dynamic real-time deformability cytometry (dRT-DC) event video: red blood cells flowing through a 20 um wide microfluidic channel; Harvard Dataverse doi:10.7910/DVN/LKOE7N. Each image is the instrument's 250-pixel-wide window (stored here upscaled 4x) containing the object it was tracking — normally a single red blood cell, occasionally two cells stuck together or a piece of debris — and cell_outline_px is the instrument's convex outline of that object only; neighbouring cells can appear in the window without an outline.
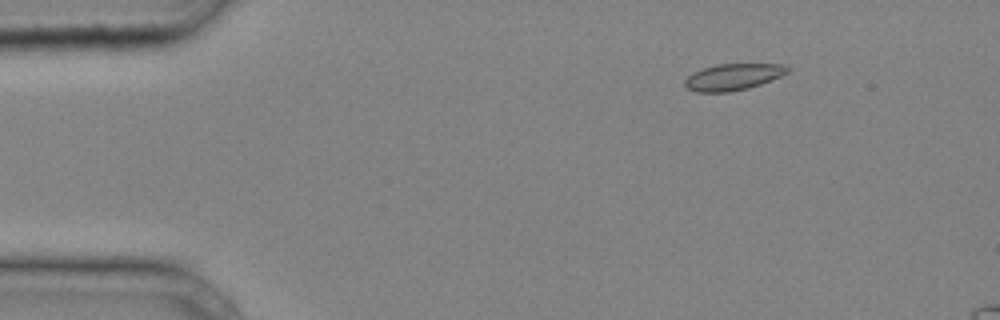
{"species": "common noctule bat (a hibernating species)", "species_latin": "Nyctalus noctula", "temperature_condition": "cold", "stored_images_in_passage": 13, "camera_frame_rate_fps": 3000, "um_per_image_px": 0.085, "animal": {"sex": "male", "body_mass_g": 20.4}, "frame": {"image": 1, "passage_image": 6, "time_ms": 1.667, "image_size_px": [1000, 320], "cell_outline_px": [[792, 68], [788, 72], [780, 76], [760, 84], [748, 88], [728, 92], [696, 92], [688, 88], [684, 84], [684, 80], [692, 72], [700, 68], [716, 64], [784, 64]], "centroid_in_image_um": [62.29, 6.53], "position_along_channel_um": 22.7, "area_um2": 15.95}}